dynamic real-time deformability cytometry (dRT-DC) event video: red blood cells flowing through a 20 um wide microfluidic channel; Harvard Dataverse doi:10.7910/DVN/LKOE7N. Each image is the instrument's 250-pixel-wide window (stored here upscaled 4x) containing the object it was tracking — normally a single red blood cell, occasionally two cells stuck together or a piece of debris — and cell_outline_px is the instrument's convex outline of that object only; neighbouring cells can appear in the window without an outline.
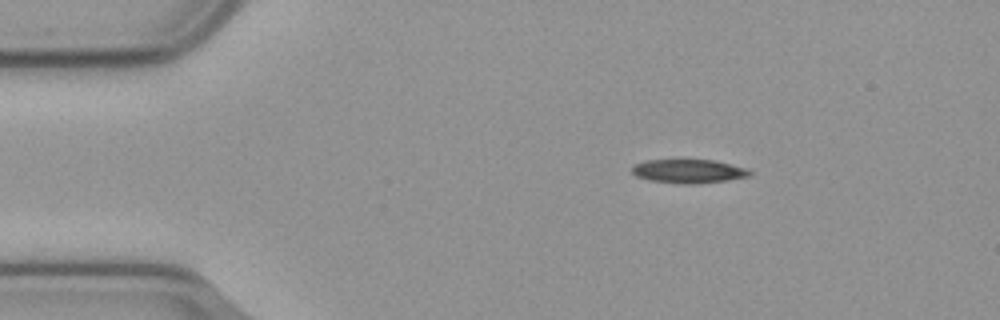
{"species": "common noctule bat (a hibernating species)", "species_latin": "Nyctalus noctula", "temperature_condition": "cold", "stored_images_in_passage": 48, "camera_frame_rate_fps": 3000, "um_per_image_px": 0.085, "animal": {"sex": "male", "body_mass_g": 23.1, "forearm_length_mm": 52.7}, "frame": {"image": 1, "passage_image": 1, "time_ms": 0.0, "image_size_px": [1000, 320], "cell_outline_px": [[752, 172], [748, 176], [728, 180], [692, 184], [680, 184], [652, 180], [636, 176], [632, 172], [632, 164], [648, 160], [716, 160], [748, 168]], "centroid_in_image_um": [58.54, 14.54], "position_along_channel_um": 26.5, "area_um2": 16.3}}
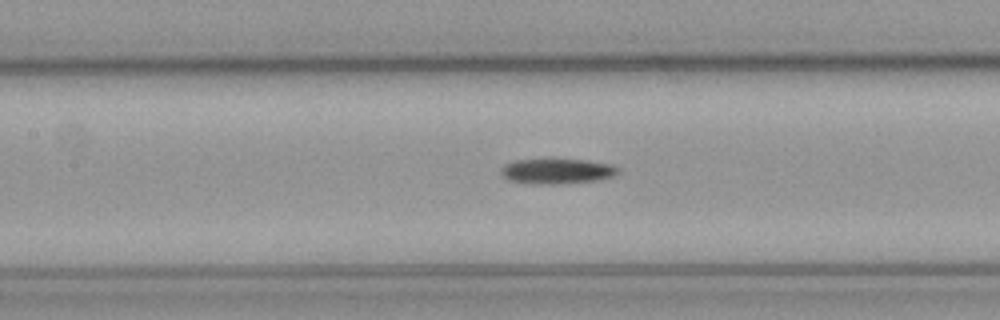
{"frame": {"image": 2, "passage_image": 17, "time_ms": 5.333, "image_size_px": [1000, 320], "cell_outline_px": [[620, 172], [612, 176], [596, 180], [552, 184], [540, 184], [508, 180], [500, 172], [500, 168], [504, 164], [516, 160], [552, 156], [584, 160], [612, 164], [620, 168]], "centroid_in_image_um": [47.32, 14.49], "position_along_channel_um": 160.1, "area_um2": 17.86}}
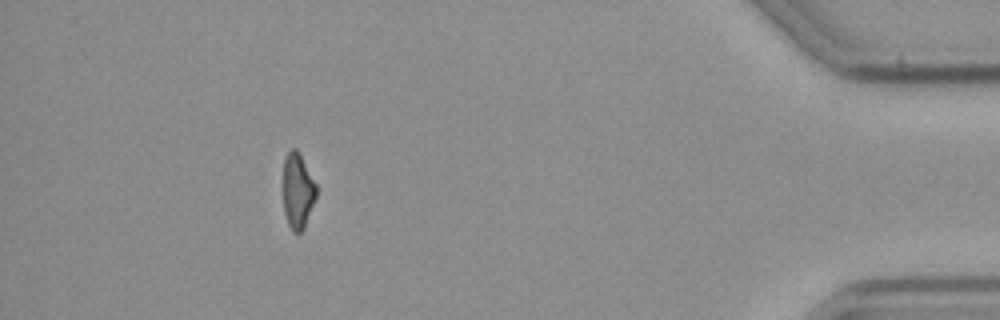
{"frame": {"image": 3, "passage_image": 43, "time_ms": 14.0, "image_size_px": [1000, 320], "cell_outline_px": [[316, 196], [304, 228], [300, 232], [292, 232], [288, 224], [284, 212], [284, 160], [288, 152], [292, 148], [296, 148], [300, 152], [316, 184]], "centroid_in_image_um": [25.31, 16.21], "position_along_channel_um": 409.9, "area_um2": 14.45}}